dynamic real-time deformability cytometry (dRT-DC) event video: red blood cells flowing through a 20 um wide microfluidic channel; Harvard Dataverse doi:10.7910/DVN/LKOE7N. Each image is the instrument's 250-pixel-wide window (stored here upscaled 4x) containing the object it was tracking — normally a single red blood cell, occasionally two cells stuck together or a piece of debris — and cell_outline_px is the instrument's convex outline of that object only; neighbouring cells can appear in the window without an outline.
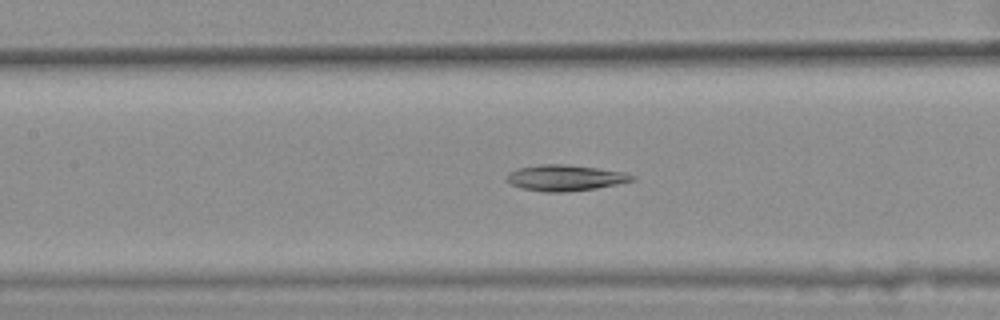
{"species": "common noctule bat (a hibernating species)", "species_latin": "Nyctalus noctula", "temperature_condition": "warm", "stored_images_in_passage": 49, "camera_frame_rate_fps": 3000, "um_per_image_px": 0.085, "animal": {"sex": "female", "body_mass_g": 25.1}, "frame": {"image": 1, "passage_image": 26, "time_ms": 8.333, "image_size_px": [1000, 320], "cell_outline_px": [[636, 180], [596, 188], [564, 192], [544, 192], [520, 188], [504, 180], [508, 172], [516, 168], [540, 164], [568, 164], [628, 172], [636, 176]], "centroid_in_image_um": [48.03, 15.1], "position_along_channel_um": 159.4, "area_um2": 19.31}}
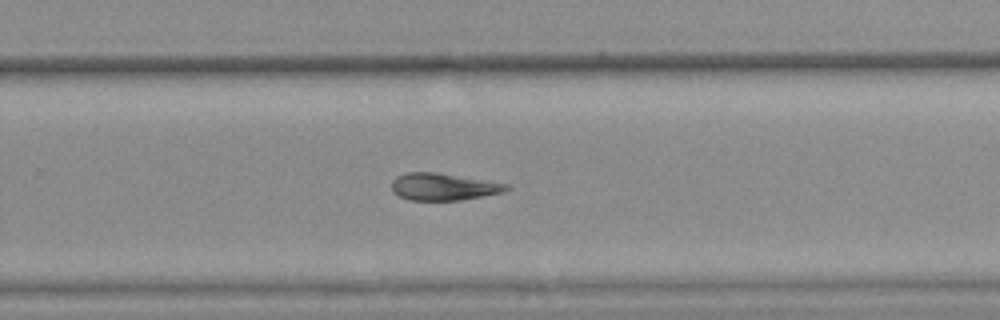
{"frame": {"image": 2, "passage_image": 37, "time_ms": 12.0, "image_size_px": [1000, 320], "cell_outline_px": [[512, 188], [504, 192], [464, 200], [408, 200], [392, 192], [392, 180], [396, 176], [408, 172], [436, 172], [508, 184]], "centroid_in_image_um": [37.69, 15.88], "position_along_channel_um": 292.1, "area_um2": 18.21}}
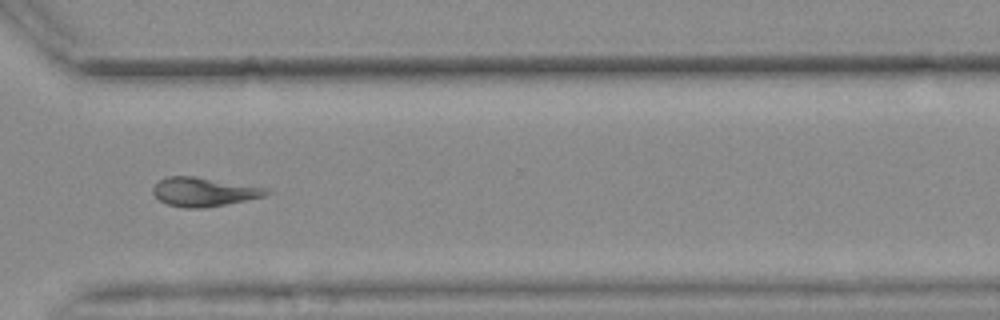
{"frame": {"image": 3, "passage_image": 42, "time_ms": 13.667, "image_size_px": [1000, 320], "cell_outline_px": [[272, 192], [264, 196], [204, 208], [184, 208], [168, 204], [160, 200], [152, 192], [152, 188], [160, 180], [168, 176], [192, 176], [268, 188]], "centroid_in_image_um": [17.31, 16.31], "position_along_channel_um": 353.3, "area_um2": 18.79}}